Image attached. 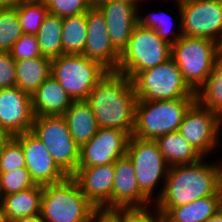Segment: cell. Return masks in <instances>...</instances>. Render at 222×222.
<instances>
[{
  "label": "cell",
  "instance_id": "6da1fadb",
  "mask_svg": "<svg viewBox=\"0 0 222 222\" xmlns=\"http://www.w3.org/2000/svg\"><path fill=\"white\" fill-rule=\"evenodd\" d=\"M86 101L99 128H115L132 135L137 96L132 80L126 75L108 71Z\"/></svg>",
  "mask_w": 222,
  "mask_h": 222
},
{
  "label": "cell",
  "instance_id": "7a4b0ae2",
  "mask_svg": "<svg viewBox=\"0 0 222 222\" xmlns=\"http://www.w3.org/2000/svg\"><path fill=\"white\" fill-rule=\"evenodd\" d=\"M207 158L194 164L170 166L157 207L185 205L200 198L222 195L220 170L217 160Z\"/></svg>",
  "mask_w": 222,
  "mask_h": 222
},
{
  "label": "cell",
  "instance_id": "3957f363",
  "mask_svg": "<svg viewBox=\"0 0 222 222\" xmlns=\"http://www.w3.org/2000/svg\"><path fill=\"white\" fill-rule=\"evenodd\" d=\"M95 209L72 176L43 186L40 215L45 222H90Z\"/></svg>",
  "mask_w": 222,
  "mask_h": 222
},
{
  "label": "cell",
  "instance_id": "277c9868",
  "mask_svg": "<svg viewBox=\"0 0 222 222\" xmlns=\"http://www.w3.org/2000/svg\"><path fill=\"white\" fill-rule=\"evenodd\" d=\"M196 98L170 100H137L132 136L156 140L164 134L177 132L185 113Z\"/></svg>",
  "mask_w": 222,
  "mask_h": 222
},
{
  "label": "cell",
  "instance_id": "5b68a950",
  "mask_svg": "<svg viewBox=\"0 0 222 222\" xmlns=\"http://www.w3.org/2000/svg\"><path fill=\"white\" fill-rule=\"evenodd\" d=\"M171 55L172 45L162 40L155 30L136 25L120 54L116 72L132 80L138 73L166 62Z\"/></svg>",
  "mask_w": 222,
  "mask_h": 222
},
{
  "label": "cell",
  "instance_id": "8992f818",
  "mask_svg": "<svg viewBox=\"0 0 222 222\" xmlns=\"http://www.w3.org/2000/svg\"><path fill=\"white\" fill-rule=\"evenodd\" d=\"M126 155L134 165L140 191L154 204L162 194L170 168L160 152L157 142L131 135ZM155 190L158 191L156 194Z\"/></svg>",
  "mask_w": 222,
  "mask_h": 222
},
{
  "label": "cell",
  "instance_id": "52a82bcc",
  "mask_svg": "<svg viewBox=\"0 0 222 222\" xmlns=\"http://www.w3.org/2000/svg\"><path fill=\"white\" fill-rule=\"evenodd\" d=\"M108 70L83 54H62L51 59V76L74 101L86 100Z\"/></svg>",
  "mask_w": 222,
  "mask_h": 222
},
{
  "label": "cell",
  "instance_id": "ba28073f",
  "mask_svg": "<svg viewBox=\"0 0 222 222\" xmlns=\"http://www.w3.org/2000/svg\"><path fill=\"white\" fill-rule=\"evenodd\" d=\"M217 46L218 43L210 39L185 35L172 45L171 58L195 93L214 70Z\"/></svg>",
  "mask_w": 222,
  "mask_h": 222
},
{
  "label": "cell",
  "instance_id": "9c48e42d",
  "mask_svg": "<svg viewBox=\"0 0 222 222\" xmlns=\"http://www.w3.org/2000/svg\"><path fill=\"white\" fill-rule=\"evenodd\" d=\"M132 82L137 100L196 98L172 58L138 73Z\"/></svg>",
  "mask_w": 222,
  "mask_h": 222
},
{
  "label": "cell",
  "instance_id": "30bf717a",
  "mask_svg": "<svg viewBox=\"0 0 222 222\" xmlns=\"http://www.w3.org/2000/svg\"><path fill=\"white\" fill-rule=\"evenodd\" d=\"M31 132L41 140L54 162L72 176L80 158V147L73 140L63 116H35Z\"/></svg>",
  "mask_w": 222,
  "mask_h": 222
},
{
  "label": "cell",
  "instance_id": "8fae6325",
  "mask_svg": "<svg viewBox=\"0 0 222 222\" xmlns=\"http://www.w3.org/2000/svg\"><path fill=\"white\" fill-rule=\"evenodd\" d=\"M221 130L222 118L195 101L185 113L178 132L204 158H209L208 155L222 149Z\"/></svg>",
  "mask_w": 222,
  "mask_h": 222
},
{
  "label": "cell",
  "instance_id": "7c38bea8",
  "mask_svg": "<svg viewBox=\"0 0 222 222\" xmlns=\"http://www.w3.org/2000/svg\"><path fill=\"white\" fill-rule=\"evenodd\" d=\"M181 27L185 36L222 39V0L180 1Z\"/></svg>",
  "mask_w": 222,
  "mask_h": 222
},
{
  "label": "cell",
  "instance_id": "4fadbf2b",
  "mask_svg": "<svg viewBox=\"0 0 222 222\" xmlns=\"http://www.w3.org/2000/svg\"><path fill=\"white\" fill-rule=\"evenodd\" d=\"M130 135L115 128H98L94 137L80 147L78 167L114 164L126 155Z\"/></svg>",
  "mask_w": 222,
  "mask_h": 222
},
{
  "label": "cell",
  "instance_id": "5bb4252c",
  "mask_svg": "<svg viewBox=\"0 0 222 222\" xmlns=\"http://www.w3.org/2000/svg\"><path fill=\"white\" fill-rule=\"evenodd\" d=\"M22 147L26 169L36 185L63 181L67 175L54 162L44 143L31 131L13 137Z\"/></svg>",
  "mask_w": 222,
  "mask_h": 222
},
{
  "label": "cell",
  "instance_id": "9a60e30c",
  "mask_svg": "<svg viewBox=\"0 0 222 222\" xmlns=\"http://www.w3.org/2000/svg\"><path fill=\"white\" fill-rule=\"evenodd\" d=\"M34 118L31 95L17 86L0 89V128L9 137L31 131Z\"/></svg>",
  "mask_w": 222,
  "mask_h": 222
},
{
  "label": "cell",
  "instance_id": "2e32d148",
  "mask_svg": "<svg viewBox=\"0 0 222 222\" xmlns=\"http://www.w3.org/2000/svg\"><path fill=\"white\" fill-rule=\"evenodd\" d=\"M86 24L87 40L83 55L108 71H117L120 53L111 43L105 17L98 8H90L86 12Z\"/></svg>",
  "mask_w": 222,
  "mask_h": 222
},
{
  "label": "cell",
  "instance_id": "e0dca14e",
  "mask_svg": "<svg viewBox=\"0 0 222 222\" xmlns=\"http://www.w3.org/2000/svg\"><path fill=\"white\" fill-rule=\"evenodd\" d=\"M114 164L78 167L72 175L81 192L96 208L111 209Z\"/></svg>",
  "mask_w": 222,
  "mask_h": 222
},
{
  "label": "cell",
  "instance_id": "ac0fdd59",
  "mask_svg": "<svg viewBox=\"0 0 222 222\" xmlns=\"http://www.w3.org/2000/svg\"><path fill=\"white\" fill-rule=\"evenodd\" d=\"M111 209L146 207L151 201L140 191L132 161L127 155L114 163Z\"/></svg>",
  "mask_w": 222,
  "mask_h": 222
},
{
  "label": "cell",
  "instance_id": "d6986e66",
  "mask_svg": "<svg viewBox=\"0 0 222 222\" xmlns=\"http://www.w3.org/2000/svg\"><path fill=\"white\" fill-rule=\"evenodd\" d=\"M98 9L105 17L112 45L121 54L137 25V8L126 2L110 0Z\"/></svg>",
  "mask_w": 222,
  "mask_h": 222
},
{
  "label": "cell",
  "instance_id": "ffe728a7",
  "mask_svg": "<svg viewBox=\"0 0 222 222\" xmlns=\"http://www.w3.org/2000/svg\"><path fill=\"white\" fill-rule=\"evenodd\" d=\"M31 98L35 116H62L74 102L60 86L59 81L51 75L37 88Z\"/></svg>",
  "mask_w": 222,
  "mask_h": 222
},
{
  "label": "cell",
  "instance_id": "44dd1931",
  "mask_svg": "<svg viewBox=\"0 0 222 222\" xmlns=\"http://www.w3.org/2000/svg\"><path fill=\"white\" fill-rule=\"evenodd\" d=\"M221 201L222 195H212L185 205L158 208L164 213L166 222H206L220 210Z\"/></svg>",
  "mask_w": 222,
  "mask_h": 222
},
{
  "label": "cell",
  "instance_id": "7402d4cb",
  "mask_svg": "<svg viewBox=\"0 0 222 222\" xmlns=\"http://www.w3.org/2000/svg\"><path fill=\"white\" fill-rule=\"evenodd\" d=\"M62 116L79 147L89 142L97 133L99 127L96 117L86 100L74 101Z\"/></svg>",
  "mask_w": 222,
  "mask_h": 222
},
{
  "label": "cell",
  "instance_id": "603a6c76",
  "mask_svg": "<svg viewBox=\"0 0 222 222\" xmlns=\"http://www.w3.org/2000/svg\"><path fill=\"white\" fill-rule=\"evenodd\" d=\"M16 86L33 95L37 88L51 75V59L38 57L15 61Z\"/></svg>",
  "mask_w": 222,
  "mask_h": 222
},
{
  "label": "cell",
  "instance_id": "cb8c5ba5",
  "mask_svg": "<svg viewBox=\"0 0 222 222\" xmlns=\"http://www.w3.org/2000/svg\"><path fill=\"white\" fill-rule=\"evenodd\" d=\"M169 166L194 164L204 157L177 131L155 140Z\"/></svg>",
  "mask_w": 222,
  "mask_h": 222
},
{
  "label": "cell",
  "instance_id": "d4e9b609",
  "mask_svg": "<svg viewBox=\"0 0 222 222\" xmlns=\"http://www.w3.org/2000/svg\"><path fill=\"white\" fill-rule=\"evenodd\" d=\"M43 186L31 188L4 196L3 210L8 222L20 217L40 214Z\"/></svg>",
  "mask_w": 222,
  "mask_h": 222
},
{
  "label": "cell",
  "instance_id": "484cf974",
  "mask_svg": "<svg viewBox=\"0 0 222 222\" xmlns=\"http://www.w3.org/2000/svg\"><path fill=\"white\" fill-rule=\"evenodd\" d=\"M175 4H177L175 6L177 7L176 12L179 16V24L177 28H174V30H172V27L175 25L173 24V16L171 17L167 12L158 10L156 13L154 11L151 13L150 11V13L148 12L147 14H143L139 9H137V25L144 28L153 29L162 40L168 42L171 45L175 44L183 35L181 27L180 2L175 1Z\"/></svg>",
  "mask_w": 222,
  "mask_h": 222
},
{
  "label": "cell",
  "instance_id": "4316f807",
  "mask_svg": "<svg viewBox=\"0 0 222 222\" xmlns=\"http://www.w3.org/2000/svg\"><path fill=\"white\" fill-rule=\"evenodd\" d=\"M63 18L48 13L38 33V46L42 56L54 59L62 55Z\"/></svg>",
  "mask_w": 222,
  "mask_h": 222
},
{
  "label": "cell",
  "instance_id": "83f0119b",
  "mask_svg": "<svg viewBox=\"0 0 222 222\" xmlns=\"http://www.w3.org/2000/svg\"><path fill=\"white\" fill-rule=\"evenodd\" d=\"M86 40V12L64 17L62 25V54H83Z\"/></svg>",
  "mask_w": 222,
  "mask_h": 222
},
{
  "label": "cell",
  "instance_id": "f1b7e54d",
  "mask_svg": "<svg viewBox=\"0 0 222 222\" xmlns=\"http://www.w3.org/2000/svg\"><path fill=\"white\" fill-rule=\"evenodd\" d=\"M196 101L222 118V75L213 70L205 83L197 90Z\"/></svg>",
  "mask_w": 222,
  "mask_h": 222
},
{
  "label": "cell",
  "instance_id": "f546056e",
  "mask_svg": "<svg viewBox=\"0 0 222 222\" xmlns=\"http://www.w3.org/2000/svg\"><path fill=\"white\" fill-rule=\"evenodd\" d=\"M23 34L16 8L0 9V52H9Z\"/></svg>",
  "mask_w": 222,
  "mask_h": 222
},
{
  "label": "cell",
  "instance_id": "4dcf8cb0",
  "mask_svg": "<svg viewBox=\"0 0 222 222\" xmlns=\"http://www.w3.org/2000/svg\"><path fill=\"white\" fill-rule=\"evenodd\" d=\"M23 33L36 35L48 9L45 3L18 4L15 6Z\"/></svg>",
  "mask_w": 222,
  "mask_h": 222
},
{
  "label": "cell",
  "instance_id": "1f68e13d",
  "mask_svg": "<svg viewBox=\"0 0 222 222\" xmlns=\"http://www.w3.org/2000/svg\"><path fill=\"white\" fill-rule=\"evenodd\" d=\"M26 168V161L21 145L10 137L0 151V173H8Z\"/></svg>",
  "mask_w": 222,
  "mask_h": 222
},
{
  "label": "cell",
  "instance_id": "d6a6232c",
  "mask_svg": "<svg viewBox=\"0 0 222 222\" xmlns=\"http://www.w3.org/2000/svg\"><path fill=\"white\" fill-rule=\"evenodd\" d=\"M0 185L4 196L17 193L35 185L26 168L0 173Z\"/></svg>",
  "mask_w": 222,
  "mask_h": 222
},
{
  "label": "cell",
  "instance_id": "836d02e7",
  "mask_svg": "<svg viewBox=\"0 0 222 222\" xmlns=\"http://www.w3.org/2000/svg\"><path fill=\"white\" fill-rule=\"evenodd\" d=\"M48 13L61 18L87 12L91 6L87 0H46Z\"/></svg>",
  "mask_w": 222,
  "mask_h": 222
},
{
  "label": "cell",
  "instance_id": "e575fe53",
  "mask_svg": "<svg viewBox=\"0 0 222 222\" xmlns=\"http://www.w3.org/2000/svg\"><path fill=\"white\" fill-rule=\"evenodd\" d=\"M9 54L15 61L42 57L37 35L23 34L12 46Z\"/></svg>",
  "mask_w": 222,
  "mask_h": 222
},
{
  "label": "cell",
  "instance_id": "d590c367",
  "mask_svg": "<svg viewBox=\"0 0 222 222\" xmlns=\"http://www.w3.org/2000/svg\"><path fill=\"white\" fill-rule=\"evenodd\" d=\"M123 220L124 222H166L164 213L155 204L123 208Z\"/></svg>",
  "mask_w": 222,
  "mask_h": 222
},
{
  "label": "cell",
  "instance_id": "8d00e7d4",
  "mask_svg": "<svg viewBox=\"0 0 222 222\" xmlns=\"http://www.w3.org/2000/svg\"><path fill=\"white\" fill-rule=\"evenodd\" d=\"M16 86L15 60L9 52H0V89Z\"/></svg>",
  "mask_w": 222,
  "mask_h": 222
},
{
  "label": "cell",
  "instance_id": "74e56055",
  "mask_svg": "<svg viewBox=\"0 0 222 222\" xmlns=\"http://www.w3.org/2000/svg\"><path fill=\"white\" fill-rule=\"evenodd\" d=\"M90 222H124L123 208H96L91 216Z\"/></svg>",
  "mask_w": 222,
  "mask_h": 222
},
{
  "label": "cell",
  "instance_id": "f35d334b",
  "mask_svg": "<svg viewBox=\"0 0 222 222\" xmlns=\"http://www.w3.org/2000/svg\"><path fill=\"white\" fill-rule=\"evenodd\" d=\"M214 70L222 75V46L219 44L214 57Z\"/></svg>",
  "mask_w": 222,
  "mask_h": 222
},
{
  "label": "cell",
  "instance_id": "ab89813d",
  "mask_svg": "<svg viewBox=\"0 0 222 222\" xmlns=\"http://www.w3.org/2000/svg\"><path fill=\"white\" fill-rule=\"evenodd\" d=\"M11 222H45L40 214L32 215L28 217H20L12 220Z\"/></svg>",
  "mask_w": 222,
  "mask_h": 222
},
{
  "label": "cell",
  "instance_id": "60d3db41",
  "mask_svg": "<svg viewBox=\"0 0 222 222\" xmlns=\"http://www.w3.org/2000/svg\"><path fill=\"white\" fill-rule=\"evenodd\" d=\"M16 6L15 0H0V9H7Z\"/></svg>",
  "mask_w": 222,
  "mask_h": 222
},
{
  "label": "cell",
  "instance_id": "b9f144b4",
  "mask_svg": "<svg viewBox=\"0 0 222 222\" xmlns=\"http://www.w3.org/2000/svg\"><path fill=\"white\" fill-rule=\"evenodd\" d=\"M206 222H222V210H218L213 216H211Z\"/></svg>",
  "mask_w": 222,
  "mask_h": 222
},
{
  "label": "cell",
  "instance_id": "7bdbcfd3",
  "mask_svg": "<svg viewBox=\"0 0 222 222\" xmlns=\"http://www.w3.org/2000/svg\"><path fill=\"white\" fill-rule=\"evenodd\" d=\"M118 1H122V2H126V3H129L131 4L132 6L136 7L137 9H140L142 10L140 7H141V3L143 2H147L148 0H118Z\"/></svg>",
  "mask_w": 222,
  "mask_h": 222
},
{
  "label": "cell",
  "instance_id": "ee69618b",
  "mask_svg": "<svg viewBox=\"0 0 222 222\" xmlns=\"http://www.w3.org/2000/svg\"><path fill=\"white\" fill-rule=\"evenodd\" d=\"M91 8H98L102 4L109 2L110 0H87Z\"/></svg>",
  "mask_w": 222,
  "mask_h": 222
},
{
  "label": "cell",
  "instance_id": "f6af8a7d",
  "mask_svg": "<svg viewBox=\"0 0 222 222\" xmlns=\"http://www.w3.org/2000/svg\"><path fill=\"white\" fill-rule=\"evenodd\" d=\"M16 5L18 4H32V3H45L46 0H15Z\"/></svg>",
  "mask_w": 222,
  "mask_h": 222
},
{
  "label": "cell",
  "instance_id": "bcb514c9",
  "mask_svg": "<svg viewBox=\"0 0 222 222\" xmlns=\"http://www.w3.org/2000/svg\"><path fill=\"white\" fill-rule=\"evenodd\" d=\"M10 137L0 128V151L2 145L9 139Z\"/></svg>",
  "mask_w": 222,
  "mask_h": 222
},
{
  "label": "cell",
  "instance_id": "7dc6e473",
  "mask_svg": "<svg viewBox=\"0 0 222 222\" xmlns=\"http://www.w3.org/2000/svg\"><path fill=\"white\" fill-rule=\"evenodd\" d=\"M0 222H8L3 207H0Z\"/></svg>",
  "mask_w": 222,
  "mask_h": 222
},
{
  "label": "cell",
  "instance_id": "c3c4849f",
  "mask_svg": "<svg viewBox=\"0 0 222 222\" xmlns=\"http://www.w3.org/2000/svg\"><path fill=\"white\" fill-rule=\"evenodd\" d=\"M217 163L219 165V170H220V181H221V188H222V161L217 160Z\"/></svg>",
  "mask_w": 222,
  "mask_h": 222
},
{
  "label": "cell",
  "instance_id": "681fc988",
  "mask_svg": "<svg viewBox=\"0 0 222 222\" xmlns=\"http://www.w3.org/2000/svg\"><path fill=\"white\" fill-rule=\"evenodd\" d=\"M3 202H4V194L2 192V188H1V185H0V207L3 206Z\"/></svg>",
  "mask_w": 222,
  "mask_h": 222
}]
</instances>
